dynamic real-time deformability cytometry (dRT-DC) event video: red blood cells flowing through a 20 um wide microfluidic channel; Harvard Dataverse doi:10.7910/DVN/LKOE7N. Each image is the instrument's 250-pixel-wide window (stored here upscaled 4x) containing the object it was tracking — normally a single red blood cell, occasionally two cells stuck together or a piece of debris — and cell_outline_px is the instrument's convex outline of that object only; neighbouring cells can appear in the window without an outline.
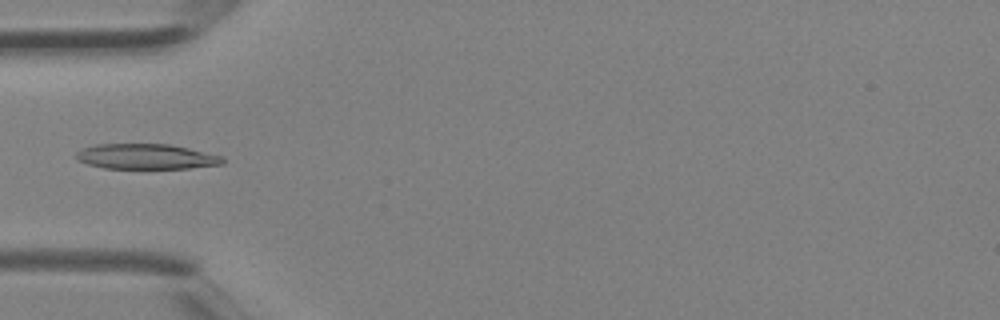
{"species": "Egyptian fruit bat (a non-hibernating species)", "species_latin": "Rousettus aegyptiacus", "temperature_condition": "room temperature", "stored_images_in_passage": 4, "camera_frame_rate_fps": 3000, "um_per_image_px": 0.085, "animal": {"sex": "female"}, "frame": {"image": 1, "passage_image": 4, "time_ms": 1.0, "image_size_px": [1000, 320], "cell_outline_px": [[224, 164], [188, 168], [104, 168], [88, 164], [76, 160], [76, 152], [84, 148], [96, 144], [168, 144], [188, 148], [224, 156]], "centroid_in_image_um": [12.43, 13.3], "position_along_channel_um": 72.6, "area_um2": 21.5}}